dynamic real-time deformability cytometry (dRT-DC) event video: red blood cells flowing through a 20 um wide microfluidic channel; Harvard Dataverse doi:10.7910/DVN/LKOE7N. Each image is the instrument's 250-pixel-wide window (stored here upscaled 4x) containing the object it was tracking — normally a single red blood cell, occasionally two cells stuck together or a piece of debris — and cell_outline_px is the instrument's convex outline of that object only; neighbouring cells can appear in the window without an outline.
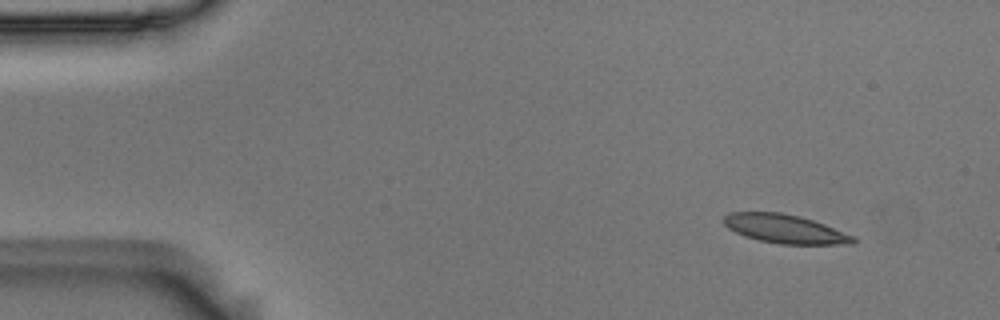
{"species": "Egyptian fruit bat (a non-hibernating species)", "species_latin": "Rousettus aegyptiacus", "temperature_condition": "room temperature", "stored_images_in_passage": 5, "camera_frame_rate_fps": 3000, "um_per_image_px": 0.085, "animal": {"sex": "male"}, "frame": {"image": 1, "passage_image": 1, "time_ms": 0.0, "image_size_px": [1000, 320], "cell_outline_px": [[860, 240], [852, 244], [780, 244], [760, 240], [744, 236], [728, 228], [724, 224], [724, 216], [728, 212], [780, 212], [800, 216], [824, 224], [856, 236]], "centroid_in_image_um": [66.76, 19.45], "position_along_channel_um": 18.2, "area_um2": 21.79}}
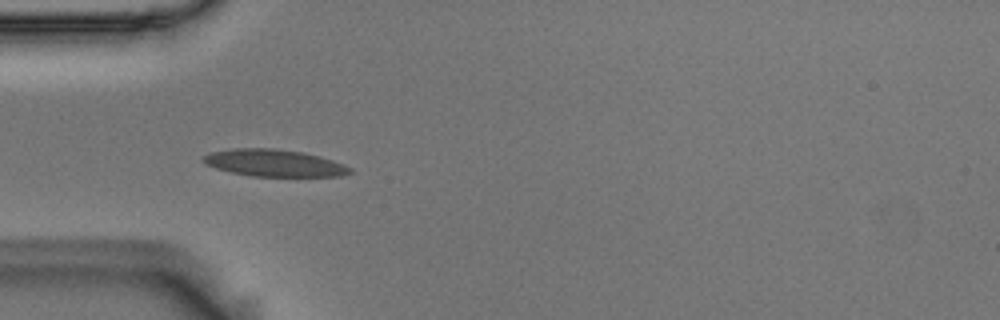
{"frame": {"image": 2, "passage_image": 4, "time_ms": 1.0, "image_size_px": [1000, 320], "cell_outline_px": [[352, 172], [340, 176], [252, 176], [232, 172], [216, 168], [204, 164], [200, 160], [208, 152], [232, 148], [276, 148], [304, 152], [320, 156], [344, 164], [352, 168]], "centroid_in_image_um": [23.28, 13.84], "position_along_channel_um": 61.7, "area_um2": 23.29}}
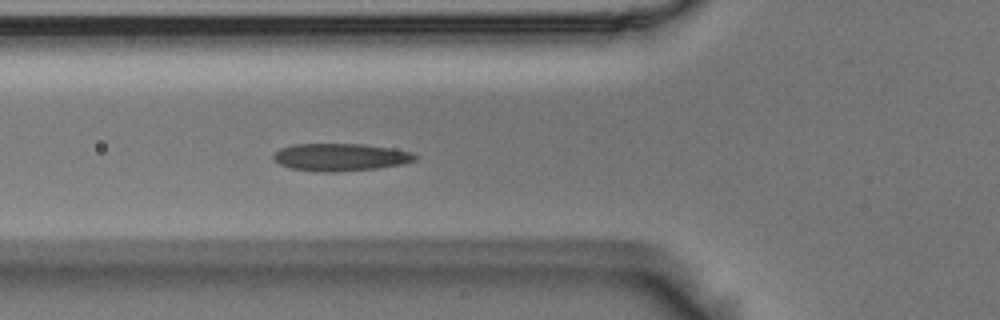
{"frame": {"image": 3, "passage_image": 5, "time_ms": 1.333, "image_size_px": [1000, 320], "cell_outline_px": [[420, 156], [416, 160], [400, 164], [380, 168], [336, 172], [324, 172], [292, 168], [280, 164], [272, 156], [280, 148], [292, 144], [364, 144], [392, 148], [412, 152]], "centroid_in_image_um": [28.98, 13.35], "position_along_channel_um": 96.8, "area_um2": 22.72}}